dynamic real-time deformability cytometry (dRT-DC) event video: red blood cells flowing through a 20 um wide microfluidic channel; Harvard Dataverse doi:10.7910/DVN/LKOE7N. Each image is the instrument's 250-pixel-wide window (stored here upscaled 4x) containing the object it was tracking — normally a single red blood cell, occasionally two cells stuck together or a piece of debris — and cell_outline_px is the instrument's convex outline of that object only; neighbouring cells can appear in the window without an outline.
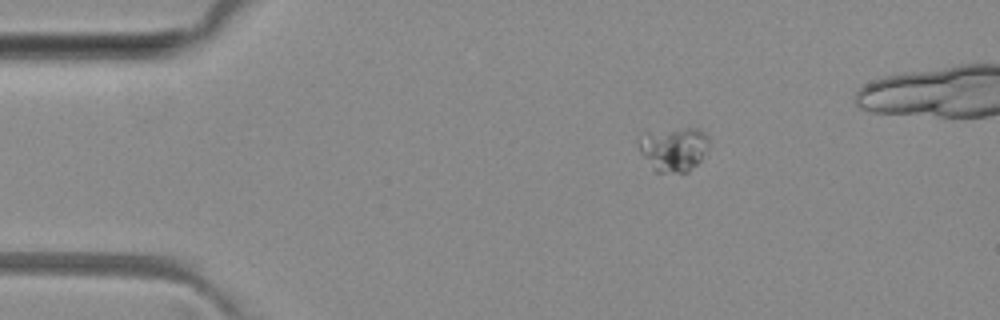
{"species": "common noctule bat (a hibernating species)", "species_latin": "Nyctalus noctula", "temperature_condition": "room temperature", "stored_images_in_passage": 4, "camera_frame_rate_fps": 3000, "um_per_image_px": 0.085, "animal": {"sex": "female", "body_mass_g": 29.2, "forearm_length_mm": 56.3}, "frame": {"image": 1, "passage_image": 1, "time_ms": 0.0, "image_size_px": [1000, 320], "cell_outline_px": [[708, 144], [700, 160], [688, 172], [656, 172], [640, 152], [636, 140], [636, 136], [640, 132], [688, 128], [696, 128], [704, 132], [708, 136]], "centroid_in_image_um": [57.19, 12.64], "position_along_channel_um": 27.8, "area_um2": 18.15}}